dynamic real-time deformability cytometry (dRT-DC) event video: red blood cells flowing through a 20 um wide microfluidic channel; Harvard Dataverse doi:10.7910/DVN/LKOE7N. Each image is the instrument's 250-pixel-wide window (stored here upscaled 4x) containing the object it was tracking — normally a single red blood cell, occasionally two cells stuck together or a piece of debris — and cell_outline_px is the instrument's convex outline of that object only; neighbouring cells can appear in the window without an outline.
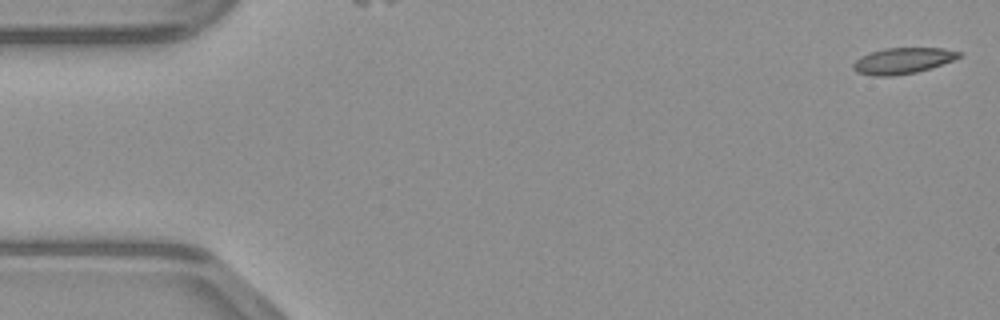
{"species": "common noctule bat (a hibernating species)", "species_latin": "Nyctalus noctula", "temperature_condition": "warm", "stored_images_in_passage": 48, "camera_frame_rate_fps": 3000, "um_per_image_px": 0.085, "animal": {"sex": "male", "body_mass_g": 23.1, "forearm_length_mm": 52.7}, "frame": {"image": 1, "passage_image": 1, "time_ms": 0.0, "image_size_px": [1000, 320], "cell_outline_px": [[964, 52], [960, 56], [952, 60], [932, 68], [916, 72], [892, 76], [872, 76], [856, 72], [852, 68], [852, 64], [856, 60], [872, 52], [884, 48], [944, 48]], "centroid_in_image_um": [76.75, 5.17], "position_along_channel_um": 8.3, "area_um2": 16.01}}
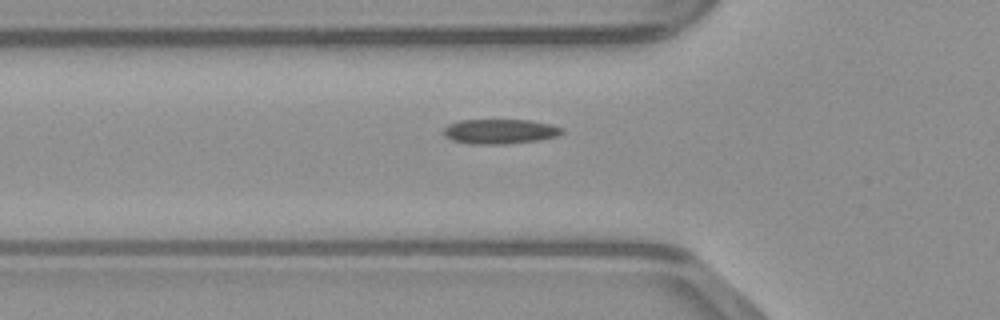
{"frame": {"image": 2, "passage_image": 16, "time_ms": 5.0, "image_size_px": [1000, 320], "cell_outline_px": [[564, 132], [556, 136], [540, 140], [508, 144], [468, 144], [452, 140], [444, 136], [444, 128], [460, 120], [528, 120], [548, 124], [564, 128]], "centroid_in_image_um": [42.5, 11.18], "position_along_channel_um": 83.3, "area_um2": 17.05}}
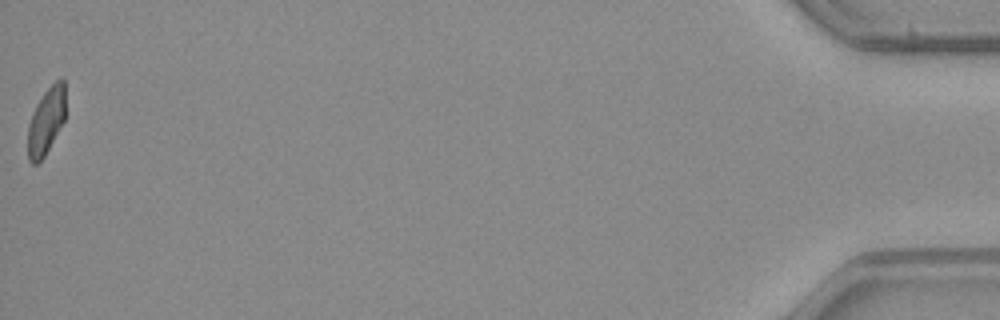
{"frame": {"image": 3, "passage_image": 48, "time_ms": 15.667, "image_size_px": [1000, 320], "cell_outline_px": [[64, 120], [44, 156], [36, 164], [32, 164], [28, 160], [28, 124], [32, 112], [36, 104], [44, 92], [60, 76], [64, 80]], "centroid_in_image_um": [3.9, 10.27], "position_along_channel_um": 431.3, "area_um2": 14.45}}